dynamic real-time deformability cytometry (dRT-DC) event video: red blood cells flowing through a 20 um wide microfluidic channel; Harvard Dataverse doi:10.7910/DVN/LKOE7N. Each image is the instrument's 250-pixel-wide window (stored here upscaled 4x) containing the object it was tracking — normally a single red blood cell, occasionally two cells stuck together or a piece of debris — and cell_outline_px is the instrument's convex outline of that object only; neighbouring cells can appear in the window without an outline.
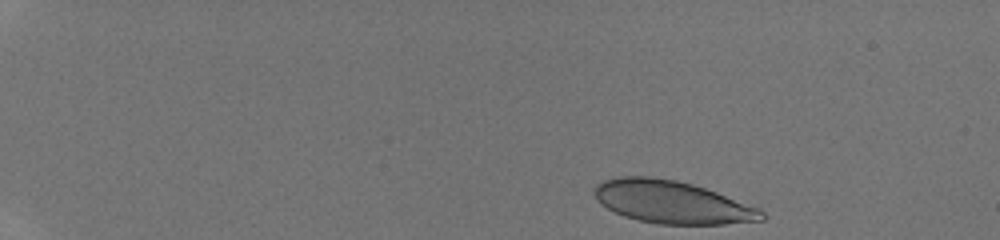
{"species": "human", "species_latin": "Homo sapiens", "temperature_condition": "room temperature", "stored_images_in_passage": 39, "camera_frame_rate_fps": 3000, "um_per_image_px": 0.085, "donor": {"sex": "male"}, "frame": {"image": 1, "passage_image": 1, "time_ms": 0.0, "image_size_px": [1000, 240], "cell_outline_px": [[768, 216], [764, 220], [724, 224], [660, 224], [640, 220], [624, 216], [600, 204], [596, 200], [596, 184], [604, 180], [616, 176], [648, 176], [676, 180], [692, 184], [716, 192], [760, 208]], "centroid_in_image_um": [57.15, 17.18], "position_along_channel_um": 27.9, "area_um2": 41.44}}
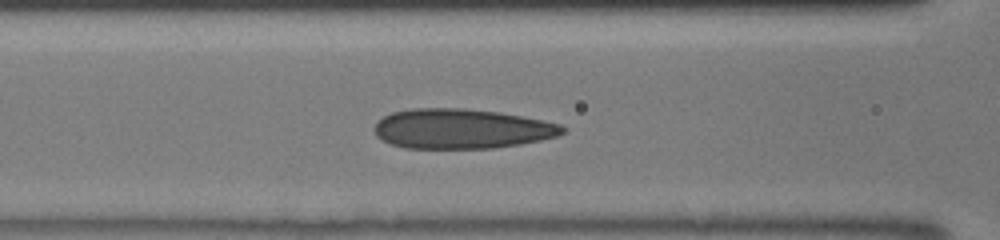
{"frame": {"image": 2, "passage_image": 16, "time_ms": 5.0, "image_size_px": [1000, 240], "cell_outline_px": [[564, 132], [556, 136], [540, 140], [520, 144], [492, 148], [404, 148], [392, 144], [376, 136], [376, 124], [384, 116], [392, 112], [412, 108], [464, 108], [500, 112], [560, 124], [564, 128]], "centroid_in_image_um": [39.22, 10.94], "position_along_channel_um": 127.4, "area_um2": 43.29}}
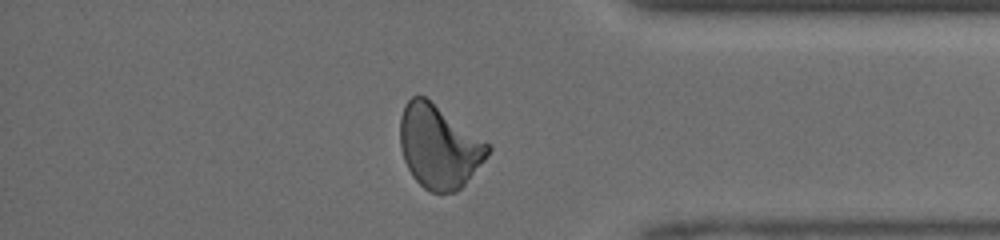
{"frame": {"image": 3, "passage_image": 34, "time_ms": 11.0, "image_size_px": [1000, 240], "cell_outline_px": [[492, 148], [488, 156], [464, 184], [456, 192], [432, 192], [424, 188], [412, 176], [404, 160], [400, 148], [400, 116], [404, 104], [412, 96], [424, 96], [488, 144]], "centroid_in_image_um": [37.27, 12.47], "position_along_channel_um": 397.9, "area_um2": 41.96}}